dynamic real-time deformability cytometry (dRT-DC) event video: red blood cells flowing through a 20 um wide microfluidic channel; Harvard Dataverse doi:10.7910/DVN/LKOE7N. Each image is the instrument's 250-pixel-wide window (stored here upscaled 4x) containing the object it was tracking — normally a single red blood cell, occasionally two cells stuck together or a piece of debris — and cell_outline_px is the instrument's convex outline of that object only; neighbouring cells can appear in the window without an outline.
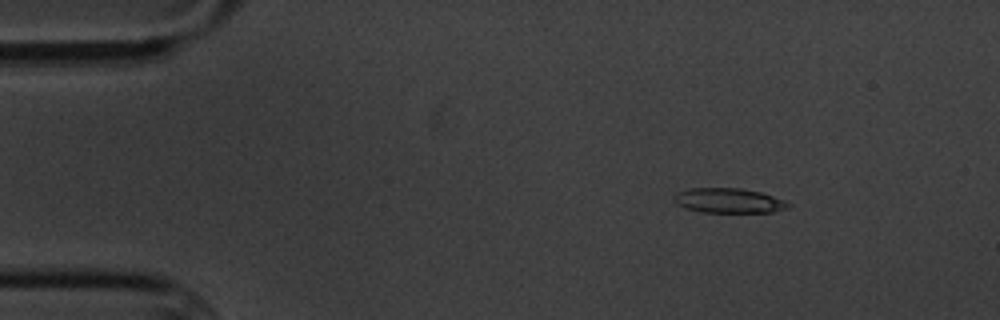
{"species": "common noctule bat (a hibernating species)", "species_latin": "Nyctalus noctula", "temperature_condition": "cold", "stored_images_in_passage": 7, "camera_frame_rate_fps": 3000, "um_per_image_px": 0.085, "animal": {"sex": "male", "body_mass_g": 20.1, "forearm_length_mm": 53.5}, "frame": {"image": 1, "passage_image": 2, "time_ms": 2.333, "image_size_px": [1000, 320], "cell_outline_px": [[792, 204], [788, 208], [772, 212], [700, 212], [676, 204], [672, 200], [672, 196], [676, 192], [688, 188], [740, 188], [760, 192], [784, 200]], "centroid_in_image_um": [61.9, 17.04], "position_along_channel_um": 23.1, "area_um2": 16.59}}